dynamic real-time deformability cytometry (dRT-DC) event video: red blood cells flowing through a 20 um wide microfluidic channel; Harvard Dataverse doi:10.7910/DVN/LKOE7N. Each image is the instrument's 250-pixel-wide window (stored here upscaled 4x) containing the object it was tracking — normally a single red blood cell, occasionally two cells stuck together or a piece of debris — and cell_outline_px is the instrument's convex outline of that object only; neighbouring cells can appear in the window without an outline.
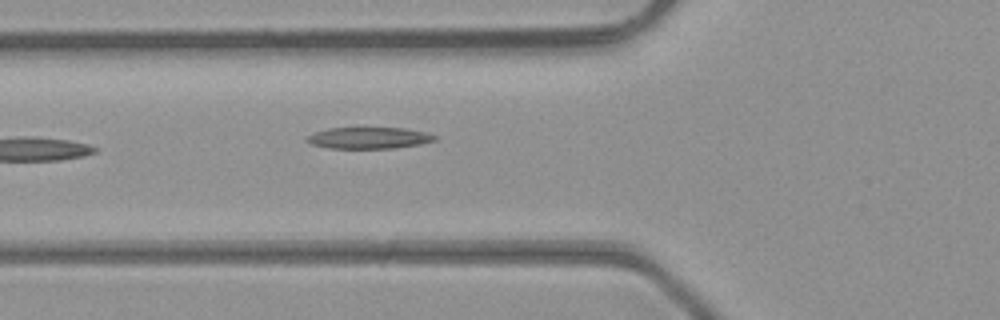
{"species": "common noctule bat (a hibernating species)", "species_latin": "Nyctalus noctula", "temperature_condition": "room temperature", "stored_images_in_passage": 5, "segment_of_instrument_passage": [1, 2], "camera_frame_rate_fps": 3000, "um_per_image_px": 0.085, "animal": {"sex": "male", "body_mass_g": 23.1, "forearm_length_mm": 52.7}, "frame": {"image": 1, "passage_image": 4, "time_ms": 1.0, "image_size_px": [1000, 320], "cell_outline_px": [[436, 140], [420, 144], [396, 148], [328, 148], [312, 144], [304, 140], [304, 136], [328, 128], [404, 128], [424, 132], [436, 136]], "centroid_in_image_um": [31.31, 11.72], "position_along_channel_um": 94.5, "area_um2": 15.95}}